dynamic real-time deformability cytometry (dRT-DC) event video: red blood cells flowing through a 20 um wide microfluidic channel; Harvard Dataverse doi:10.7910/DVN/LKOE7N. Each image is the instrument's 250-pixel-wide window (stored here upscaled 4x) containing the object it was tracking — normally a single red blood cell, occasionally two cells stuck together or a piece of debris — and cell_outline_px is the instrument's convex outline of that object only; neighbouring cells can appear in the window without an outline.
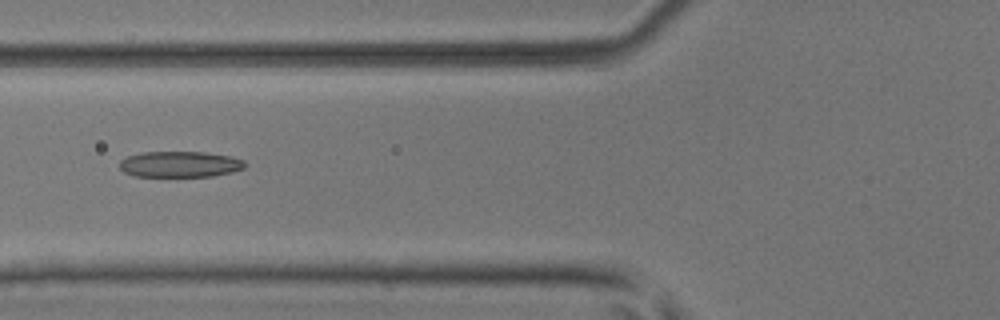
{"species": "common noctule bat (a hibernating species)", "species_latin": "Nyctalus noctula", "temperature_condition": "room temperature", "stored_images_in_passage": 5, "camera_frame_rate_fps": 3000, "um_per_image_px": 0.085, "animal": {"sex": "male", "body_mass_g": 17.9, "forearm_length_mm": 54.2}, "frame": {"image": 1, "passage_image": 4, "time_ms": 1.0, "image_size_px": [1000, 320], "cell_outline_px": [[244, 168], [232, 172], [212, 176], [132, 176], [124, 172], [120, 168], [120, 160], [128, 156], [140, 152], [204, 152], [232, 156], [244, 160]], "centroid_in_image_um": [15.28, 13.96], "position_along_channel_um": 110.5, "area_um2": 18.96}}
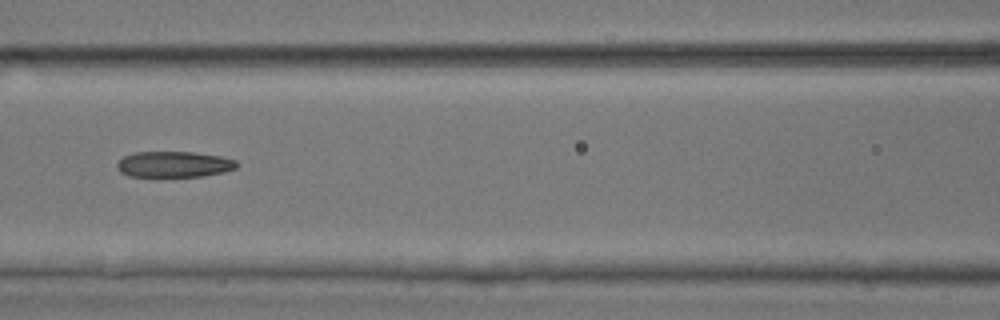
{"frame": {"image": 2, "passage_image": 5, "time_ms": 1.333, "image_size_px": [1000, 320], "cell_outline_px": [[240, 164], [236, 168], [224, 172], [204, 176], [128, 176], [120, 172], [116, 168], [116, 164], [124, 156], [136, 152], [192, 152], [220, 156], [236, 160]], "centroid_in_image_um": [14.8, 13.97], "position_along_channel_um": 151.8, "area_um2": 18.09}}